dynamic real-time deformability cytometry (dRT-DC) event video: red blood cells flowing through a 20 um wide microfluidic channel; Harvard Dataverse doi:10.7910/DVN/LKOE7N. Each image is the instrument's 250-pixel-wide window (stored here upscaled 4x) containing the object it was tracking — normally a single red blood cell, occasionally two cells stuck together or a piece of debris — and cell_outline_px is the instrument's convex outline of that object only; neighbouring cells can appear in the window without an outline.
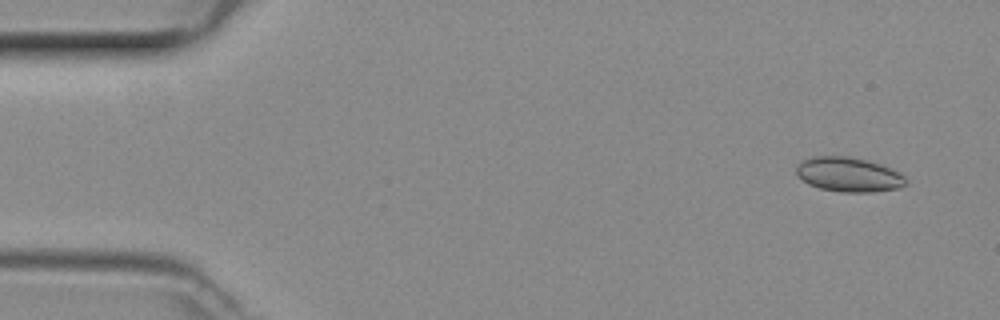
{"species": "common noctule bat (a hibernating species)", "species_latin": "Nyctalus noctula", "temperature_condition": "room temperature", "stored_images_in_passage": 48, "camera_frame_rate_fps": 3000, "um_per_image_px": 0.085, "animal": {"sex": "female", "body_mass_g": 29.2, "forearm_length_mm": 56.3}, "frame": {"image": 1, "passage_image": 3, "time_ms": 0.667, "image_size_px": [1000, 320], "cell_outline_px": [[908, 184], [900, 188], [872, 192], [840, 192], [820, 188], [808, 184], [796, 172], [796, 164], [812, 156], [848, 156], [868, 160], [892, 168], [900, 172], [908, 180]], "centroid_in_image_um": [72.18, 14.83], "position_along_channel_um": 12.8, "area_um2": 22.25}}
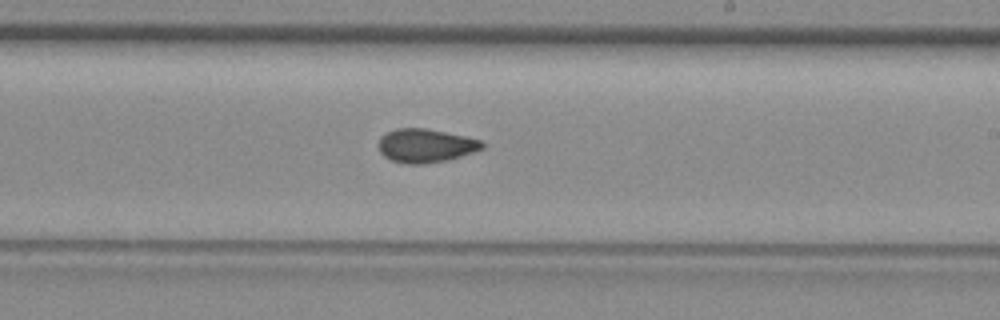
{"frame": {"image": 2, "passage_image": 28, "time_ms": 9.0, "image_size_px": [1000, 320], "cell_outline_px": [[484, 148], [448, 160], [424, 164], [408, 164], [392, 160], [384, 156], [380, 152], [380, 136], [396, 128], [424, 128], [464, 136], [480, 140], [484, 144]], "centroid_in_image_um": [36.17, 12.38], "position_along_channel_um": 252.8, "area_um2": 20.06}}
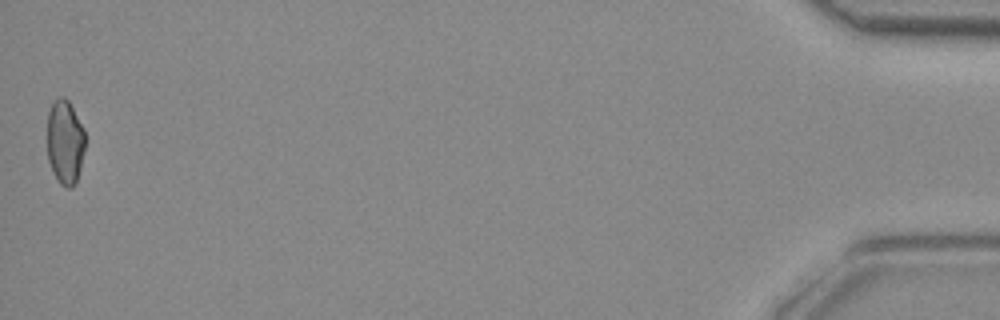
{"frame": {"image": 3, "passage_image": 48, "time_ms": 15.667, "image_size_px": [1000, 320], "cell_outline_px": [[84, 148], [80, 168], [76, 180], [72, 188], [64, 188], [60, 184], [52, 172], [48, 160], [48, 112], [52, 104], [60, 96], [64, 96], [68, 100], [84, 128]], "centroid_in_image_um": [5.52, 12.09], "position_along_channel_um": 429.7, "area_um2": 18.55}}